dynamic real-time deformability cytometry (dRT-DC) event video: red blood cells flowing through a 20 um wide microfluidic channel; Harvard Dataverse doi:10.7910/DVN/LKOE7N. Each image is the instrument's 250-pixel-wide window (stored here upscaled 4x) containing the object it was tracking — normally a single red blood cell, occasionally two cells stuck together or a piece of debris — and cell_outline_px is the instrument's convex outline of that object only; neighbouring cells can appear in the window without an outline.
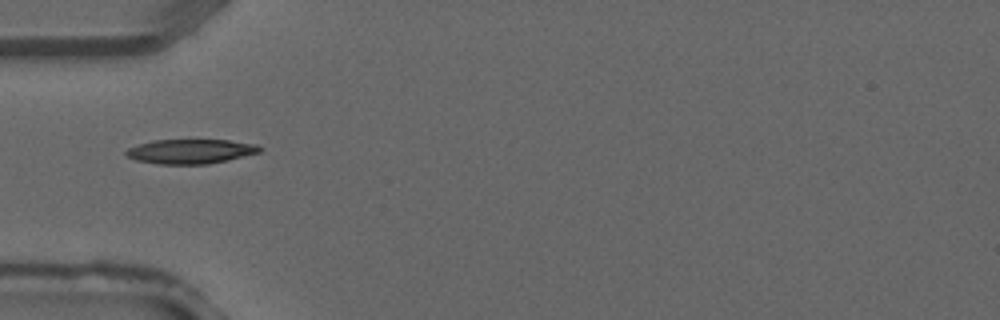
{"species": "common noctule bat (a hibernating species)", "species_latin": "Nyctalus noctula", "temperature_condition": "warm", "stored_images_in_passage": 4, "camera_frame_rate_fps": 3000, "um_per_image_px": 0.085, "animal": {"sex": "male", "forearm_length_mm": 52.5}, "frame": {"image": 1, "passage_image": 4, "time_ms": 1.0, "image_size_px": [1000, 320], "cell_outline_px": [[264, 148], [260, 152], [228, 160], [208, 164], [156, 164], [136, 160], [128, 156], [124, 152], [128, 148], [152, 140], [228, 140], [260, 144]], "centroid_in_image_um": [16.25, 12.86], "position_along_channel_um": 68.7, "area_um2": 19.19}}